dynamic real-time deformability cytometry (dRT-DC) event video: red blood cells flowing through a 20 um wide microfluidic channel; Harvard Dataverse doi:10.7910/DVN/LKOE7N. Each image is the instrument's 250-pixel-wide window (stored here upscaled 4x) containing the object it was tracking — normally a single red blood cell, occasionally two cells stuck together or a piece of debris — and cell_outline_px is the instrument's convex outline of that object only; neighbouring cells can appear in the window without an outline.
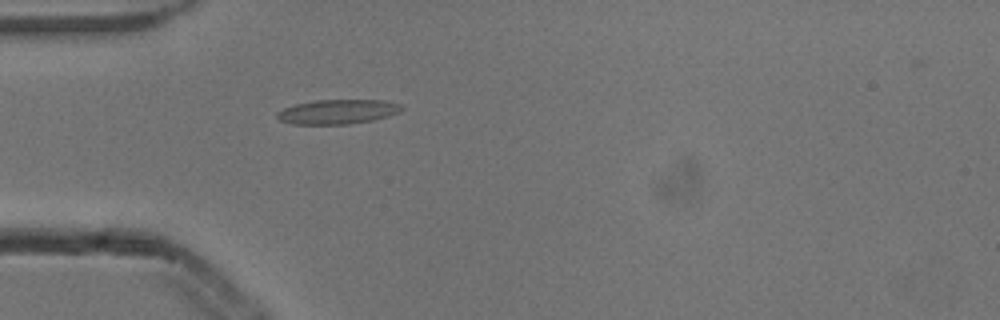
{"species": "common noctule bat (a hibernating species)", "species_latin": "Nyctalus noctula", "temperature_condition": "cold", "stored_images_in_passage": 5, "camera_frame_rate_fps": 3000, "um_per_image_px": 0.085, "animal": {"sex": "male", "body_mass_g": 13.3}, "frame": {"image": 1, "passage_image": 5, "time_ms": 1.333, "image_size_px": [1000, 320], "cell_outline_px": [[404, 108], [400, 112], [388, 116], [372, 120], [348, 124], [292, 124], [280, 120], [276, 116], [276, 112], [284, 108], [296, 104], [316, 100], [384, 100], [400, 104]], "centroid_in_image_um": [28.71, 9.49], "position_along_channel_um": 56.3, "area_um2": 17.74}}